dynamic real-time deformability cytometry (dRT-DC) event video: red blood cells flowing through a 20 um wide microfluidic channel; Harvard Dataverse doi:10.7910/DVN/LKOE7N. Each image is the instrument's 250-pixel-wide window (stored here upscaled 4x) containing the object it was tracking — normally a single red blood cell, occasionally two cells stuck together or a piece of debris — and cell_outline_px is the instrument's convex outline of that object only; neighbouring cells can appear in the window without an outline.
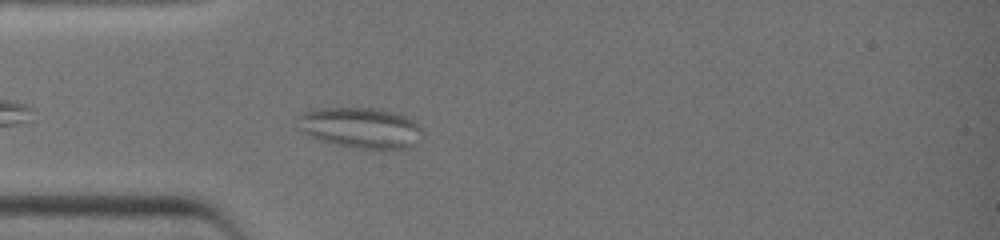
{"species": "common noctule bat (a hibernating species)", "species_latin": "Nyctalus noctula", "temperature_condition": "warm", "stored_images_in_passage": 19, "camera_frame_rate_fps": 3000, "um_per_image_px": 0.085, "animal": {"sex": "female", "body_mass_g": 19.0, "forearm_length_mm": 51.5}, "frame": {"image": 1, "passage_image": 4, "time_ms": 1.0, "image_size_px": [1000, 240], "cell_outline_px": [[420, 128], [412, 144], [404, 148], [364, 148], [324, 140], [312, 136], [304, 132], [300, 116], [304, 112], [320, 108], [376, 108], [392, 112], [404, 116], [412, 120]], "centroid_in_image_um": [30.65, 10.82], "position_along_channel_um": 54.4, "area_um2": 27.69}}
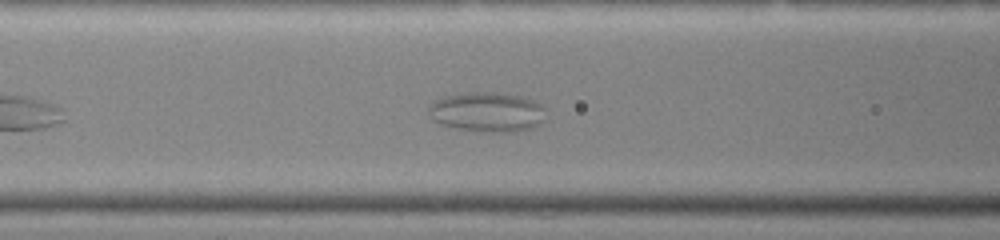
{"frame": {"image": 2, "passage_image": 9, "time_ms": 2.667, "image_size_px": [1000, 240], "cell_outline_px": [[544, 120], [540, 124], [528, 128], [504, 132], [464, 128], [444, 124], [436, 120], [428, 108], [428, 104], [444, 96], [468, 92], [496, 92], [524, 96], [540, 104], [544, 108]], "centroid_in_image_um": [41.46, 9.47], "position_along_channel_um": 125.1, "area_um2": 26.3}}
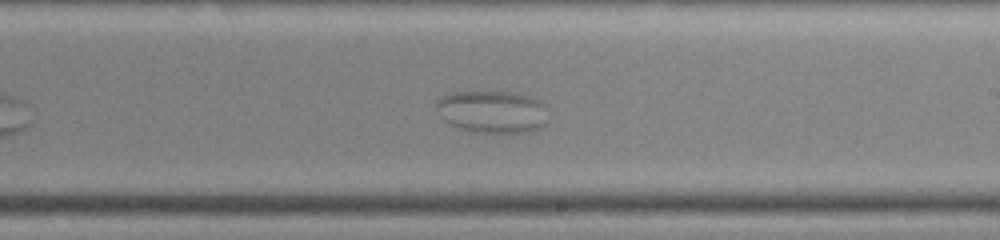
{"frame": {"image": 3, "passage_image": 17, "time_ms": 5.333, "image_size_px": [1000, 240], "cell_outline_px": [[544, 124], [540, 128], [524, 132], [472, 132], [460, 128], [444, 120], [436, 108], [436, 100], [440, 96], [452, 92], [512, 92], [528, 96], [540, 100], [544, 104]], "centroid_in_image_um": [41.79, 9.48], "position_along_channel_um": 247.2, "area_um2": 27.28}}